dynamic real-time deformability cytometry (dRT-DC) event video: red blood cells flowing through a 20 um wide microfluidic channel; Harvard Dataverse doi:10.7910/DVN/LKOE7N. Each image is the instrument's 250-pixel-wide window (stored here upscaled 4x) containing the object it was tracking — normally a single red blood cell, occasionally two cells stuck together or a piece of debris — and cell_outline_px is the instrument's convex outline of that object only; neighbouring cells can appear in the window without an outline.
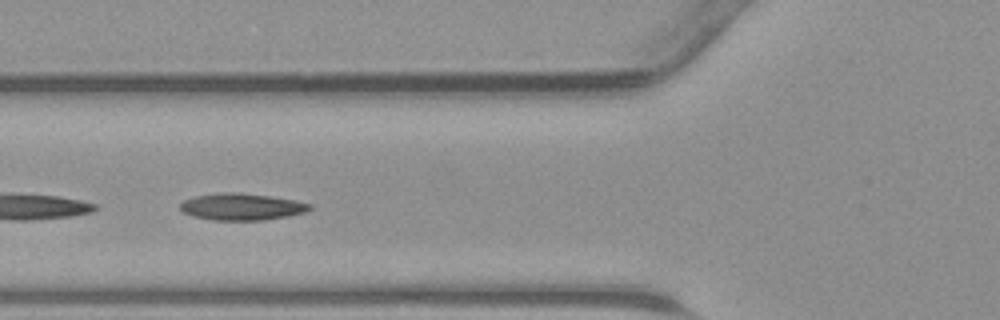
{"species": "common noctule bat (a hibernating species)", "species_latin": "Nyctalus noctula", "temperature_condition": "warm", "stored_images_in_passage": 11, "camera_frame_rate_fps": 3000, "um_per_image_px": 0.085, "animal": {"sex": "male", "body_mass_g": 23.1, "forearm_length_mm": 52.7}, "frame": {"image": 1, "passage_image": 7, "time_ms": 2.0, "image_size_px": [1000, 320], "cell_outline_px": [[312, 208], [304, 212], [288, 216], [264, 220], [212, 220], [192, 216], [184, 212], [180, 208], [180, 204], [184, 200], [196, 196], [220, 192], [232, 192], [268, 196], [296, 200], [312, 204]], "centroid_in_image_um": [20.54, 17.58], "position_along_channel_um": 105.3, "area_um2": 20.11}}